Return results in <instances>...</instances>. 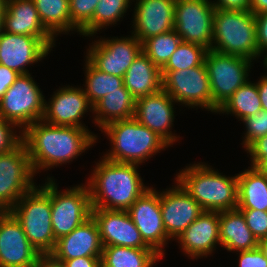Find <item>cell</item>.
Returning a JSON list of instances; mask_svg holds the SVG:
<instances>
[{
    "instance_id": "277c9868",
    "label": "cell",
    "mask_w": 267,
    "mask_h": 267,
    "mask_svg": "<svg viewBox=\"0 0 267 267\" xmlns=\"http://www.w3.org/2000/svg\"><path fill=\"white\" fill-rule=\"evenodd\" d=\"M99 131L104 132L111 143L109 152L107 151L103 157L117 163L141 166L158 152L170 147L160 136L134 117L113 121Z\"/></svg>"
},
{
    "instance_id": "f907efd6",
    "label": "cell",
    "mask_w": 267,
    "mask_h": 267,
    "mask_svg": "<svg viewBox=\"0 0 267 267\" xmlns=\"http://www.w3.org/2000/svg\"><path fill=\"white\" fill-rule=\"evenodd\" d=\"M6 0H0V32L2 31V17L5 8Z\"/></svg>"
},
{
    "instance_id": "5b68a950",
    "label": "cell",
    "mask_w": 267,
    "mask_h": 267,
    "mask_svg": "<svg viewBox=\"0 0 267 267\" xmlns=\"http://www.w3.org/2000/svg\"><path fill=\"white\" fill-rule=\"evenodd\" d=\"M46 181L25 193L9 210L40 254H50L56 245L51 221L50 178Z\"/></svg>"
},
{
    "instance_id": "f5cc1de1",
    "label": "cell",
    "mask_w": 267,
    "mask_h": 267,
    "mask_svg": "<svg viewBox=\"0 0 267 267\" xmlns=\"http://www.w3.org/2000/svg\"><path fill=\"white\" fill-rule=\"evenodd\" d=\"M264 54H265V55H264ZM263 55H264V56H263ZM263 55L260 56V57H263V58H264L262 64L264 65L265 69H267V50L263 53Z\"/></svg>"
},
{
    "instance_id": "2e32d148",
    "label": "cell",
    "mask_w": 267,
    "mask_h": 267,
    "mask_svg": "<svg viewBox=\"0 0 267 267\" xmlns=\"http://www.w3.org/2000/svg\"><path fill=\"white\" fill-rule=\"evenodd\" d=\"M53 93L48 102L45 99L42 121L53 125L88 128L81 119L87 112H93V106L85 95L83 87H73L68 84L59 87Z\"/></svg>"
},
{
    "instance_id": "30bf717a",
    "label": "cell",
    "mask_w": 267,
    "mask_h": 267,
    "mask_svg": "<svg viewBox=\"0 0 267 267\" xmlns=\"http://www.w3.org/2000/svg\"><path fill=\"white\" fill-rule=\"evenodd\" d=\"M162 89L178 104L202 108L217 114L213 106L210 81L205 63L186 70L161 71Z\"/></svg>"
},
{
    "instance_id": "3957f363",
    "label": "cell",
    "mask_w": 267,
    "mask_h": 267,
    "mask_svg": "<svg viewBox=\"0 0 267 267\" xmlns=\"http://www.w3.org/2000/svg\"><path fill=\"white\" fill-rule=\"evenodd\" d=\"M177 180L203 211H227L238 207L237 174L219 173L205 162L189 164L177 173Z\"/></svg>"
},
{
    "instance_id": "d590c367",
    "label": "cell",
    "mask_w": 267,
    "mask_h": 267,
    "mask_svg": "<svg viewBox=\"0 0 267 267\" xmlns=\"http://www.w3.org/2000/svg\"><path fill=\"white\" fill-rule=\"evenodd\" d=\"M100 0H69L72 31L80 32L91 22Z\"/></svg>"
},
{
    "instance_id": "816d5d0a",
    "label": "cell",
    "mask_w": 267,
    "mask_h": 267,
    "mask_svg": "<svg viewBox=\"0 0 267 267\" xmlns=\"http://www.w3.org/2000/svg\"><path fill=\"white\" fill-rule=\"evenodd\" d=\"M267 177V159L257 167Z\"/></svg>"
},
{
    "instance_id": "836d02e7",
    "label": "cell",
    "mask_w": 267,
    "mask_h": 267,
    "mask_svg": "<svg viewBox=\"0 0 267 267\" xmlns=\"http://www.w3.org/2000/svg\"><path fill=\"white\" fill-rule=\"evenodd\" d=\"M181 42L180 35L173 29L145 40L142 43V51L161 70Z\"/></svg>"
},
{
    "instance_id": "681fc988",
    "label": "cell",
    "mask_w": 267,
    "mask_h": 267,
    "mask_svg": "<svg viewBox=\"0 0 267 267\" xmlns=\"http://www.w3.org/2000/svg\"><path fill=\"white\" fill-rule=\"evenodd\" d=\"M258 248L262 251L263 255L267 259V236L258 241Z\"/></svg>"
},
{
    "instance_id": "5bb4252c",
    "label": "cell",
    "mask_w": 267,
    "mask_h": 267,
    "mask_svg": "<svg viewBox=\"0 0 267 267\" xmlns=\"http://www.w3.org/2000/svg\"><path fill=\"white\" fill-rule=\"evenodd\" d=\"M143 241L162 258L171 241L166 234L160 207L159 190L149 188L127 210ZM164 247V248H163Z\"/></svg>"
},
{
    "instance_id": "8992f818",
    "label": "cell",
    "mask_w": 267,
    "mask_h": 267,
    "mask_svg": "<svg viewBox=\"0 0 267 267\" xmlns=\"http://www.w3.org/2000/svg\"><path fill=\"white\" fill-rule=\"evenodd\" d=\"M256 33L255 15L249 10L215 9L211 50L255 61L258 59Z\"/></svg>"
},
{
    "instance_id": "d6a6232c",
    "label": "cell",
    "mask_w": 267,
    "mask_h": 267,
    "mask_svg": "<svg viewBox=\"0 0 267 267\" xmlns=\"http://www.w3.org/2000/svg\"><path fill=\"white\" fill-rule=\"evenodd\" d=\"M85 59L83 90L90 104L94 106L109 92L119 91L124 82L123 78L100 71L87 58Z\"/></svg>"
},
{
    "instance_id": "b9f144b4",
    "label": "cell",
    "mask_w": 267,
    "mask_h": 267,
    "mask_svg": "<svg viewBox=\"0 0 267 267\" xmlns=\"http://www.w3.org/2000/svg\"><path fill=\"white\" fill-rule=\"evenodd\" d=\"M258 59L267 50V12L255 15Z\"/></svg>"
},
{
    "instance_id": "60d3db41",
    "label": "cell",
    "mask_w": 267,
    "mask_h": 267,
    "mask_svg": "<svg viewBox=\"0 0 267 267\" xmlns=\"http://www.w3.org/2000/svg\"><path fill=\"white\" fill-rule=\"evenodd\" d=\"M245 151L250 155V166L257 168L267 159V134L255 140Z\"/></svg>"
},
{
    "instance_id": "52a82bcc",
    "label": "cell",
    "mask_w": 267,
    "mask_h": 267,
    "mask_svg": "<svg viewBox=\"0 0 267 267\" xmlns=\"http://www.w3.org/2000/svg\"><path fill=\"white\" fill-rule=\"evenodd\" d=\"M47 178H50L52 230L58 240L91 217L90 193L86 183L59 191L54 177Z\"/></svg>"
},
{
    "instance_id": "f6af8a7d",
    "label": "cell",
    "mask_w": 267,
    "mask_h": 267,
    "mask_svg": "<svg viewBox=\"0 0 267 267\" xmlns=\"http://www.w3.org/2000/svg\"><path fill=\"white\" fill-rule=\"evenodd\" d=\"M61 261L64 267H101V257H81Z\"/></svg>"
},
{
    "instance_id": "f35d334b",
    "label": "cell",
    "mask_w": 267,
    "mask_h": 267,
    "mask_svg": "<svg viewBox=\"0 0 267 267\" xmlns=\"http://www.w3.org/2000/svg\"><path fill=\"white\" fill-rule=\"evenodd\" d=\"M246 220L248 228L257 241L267 236V211L239 209Z\"/></svg>"
},
{
    "instance_id": "8d00e7d4",
    "label": "cell",
    "mask_w": 267,
    "mask_h": 267,
    "mask_svg": "<svg viewBox=\"0 0 267 267\" xmlns=\"http://www.w3.org/2000/svg\"><path fill=\"white\" fill-rule=\"evenodd\" d=\"M244 123V137L241 143L246 150L255 140L267 134V111L261 110L242 120Z\"/></svg>"
},
{
    "instance_id": "c3c4849f",
    "label": "cell",
    "mask_w": 267,
    "mask_h": 267,
    "mask_svg": "<svg viewBox=\"0 0 267 267\" xmlns=\"http://www.w3.org/2000/svg\"><path fill=\"white\" fill-rule=\"evenodd\" d=\"M249 11L254 15L267 12V0H250Z\"/></svg>"
},
{
    "instance_id": "4316f807",
    "label": "cell",
    "mask_w": 267,
    "mask_h": 267,
    "mask_svg": "<svg viewBox=\"0 0 267 267\" xmlns=\"http://www.w3.org/2000/svg\"><path fill=\"white\" fill-rule=\"evenodd\" d=\"M136 99L124 84L119 91L106 94L93 106L94 123L102 129L108 123L134 117Z\"/></svg>"
},
{
    "instance_id": "1f68e13d",
    "label": "cell",
    "mask_w": 267,
    "mask_h": 267,
    "mask_svg": "<svg viewBox=\"0 0 267 267\" xmlns=\"http://www.w3.org/2000/svg\"><path fill=\"white\" fill-rule=\"evenodd\" d=\"M133 0H100L96 5L93 19L80 32L84 37H92L98 34L97 32L107 26H113L123 19L126 11L131 7Z\"/></svg>"
},
{
    "instance_id": "9a60e30c",
    "label": "cell",
    "mask_w": 267,
    "mask_h": 267,
    "mask_svg": "<svg viewBox=\"0 0 267 267\" xmlns=\"http://www.w3.org/2000/svg\"><path fill=\"white\" fill-rule=\"evenodd\" d=\"M176 185L159 191L163 225L170 240L178 238L203 212L201 206L176 180ZM174 186V187H173Z\"/></svg>"
},
{
    "instance_id": "44dd1931",
    "label": "cell",
    "mask_w": 267,
    "mask_h": 267,
    "mask_svg": "<svg viewBox=\"0 0 267 267\" xmlns=\"http://www.w3.org/2000/svg\"><path fill=\"white\" fill-rule=\"evenodd\" d=\"M50 52L37 37L0 32V64L20 75L29 74L26 67L45 59Z\"/></svg>"
},
{
    "instance_id": "8fae6325",
    "label": "cell",
    "mask_w": 267,
    "mask_h": 267,
    "mask_svg": "<svg viewBox=\"0 0 267 267\" xmlns=\"http://www.w3.org/2000/svg\"><path fill=\"white\" fill-rule=\"evenodd\" d=\"M34 176L23 141L11 151L0 153V211H9L36 186Z\"/></svg>"
},
{
    "instance_id": "ee69618b",
    "label": "cell",
    "mask_w": 267,
    "mask_h": 267,
    "mask_svg": "<svg viewBox=\"0 0 267 267\" xmlns=\"http://www.w3.org/2000/svg\"><path fill=\"white\" fill-rule=\"evenodd\" d=\"M216 9L222 10H249L250 0H213Z\"/></svg>"
},
{
    "instance_id": "7402d4cb",
    "label": "cell",
    "mask_w": 267,
    "mask_h": 267,
    "mask_svg": "<svg viewBox=\"0 0 267 267\" xmlns=\"http://www.w3.org/2000/svg\"><path fill=\"white\" fill-rule=\"evenodd\" d=\"M175 241L191 259L212 255L216 246L220 245L219 212L203 211Z\"/></svg>"
},
{
    "instance_id": "74e56055",
    "label": "cell",
    "mask_w": 267,
    "mask_h": 267,
    "mask_svg": "<svg viewBox=\"0 0 267 267\" xmlns=\"http://www.w3.org/2000/svg\"><path fill=\"white\" fill-rule=\"evenodd\" d=\"M16 127L0 115V153L9 152L22 142V131ZM17 129L19 131H16Z\"/></svg>"
},
{
    "instance_id": "f546056e",
    "label": "cell",
    "mask_w": 267,
    "mask_h": 267,
    "mask_svg": "<svg viewBox=\"0 0 267 267\" xmlns=\"http://www.w3.org/2000/svg\"><path fill=\"white\" fill-rule=\"evenodd\" d=\"M40 21L56 38L59 34L72 31L69 0H33Z\"/></svg>"
},
{
    "instance_id": "bcb514c9",
    "label": "cell",
    "mask_w": 267,
    "mask_h": 267,
    "mask_svg": "<svg viewBox=\"0 0 267 267\" xmlns=\"http://www.w3.org/2000/svg\"><path fill=\"white\" fill-rule=\"evenodd\" d=\"M32 267H64L61 261L56 260L51 254H41Z\"/></svg>"
},
{
    "instance_id": "83f0119b",
    "label": "cell",
    "mask_w": 267,
    "mask_h": 267,
    "mask_svg": "<svg viewBox=\"0 0 267 267\" xmlns=\"http://www.w3.org/2000/svg\"><path fill=\"white\" fill-rule=\"evenodd\" d=\"M243 171L237 173V208L267 211V177L252 166Z\"/></svg>"
},
{
    "instance_id": "cb8c5ba5",
    "label": "cell",
    "mask_w": 267,
    "mask_h": 267,
    "mask_svg": "<svg viewBox=\"0 0 267 267\" xmlns=\"http://www.w3.org/2000/svg\"><path fill=\"white\" fill-rule=\"evenodd\" d=\"M103 245L96 221L91 216L70 234L56 240L50 253L56 260H70L81 257H101Z\"/></svg>"
},
{
    "instance_id": "4fadbf2b",
    "label": "cell",
    "mask_w": 267,
    "mask_h": 267,
    "mask_svg": "<svg viewBox=\"0 0 267 267\" xmlns=\"http://www.w3.org/2000/svg\"><path fill=\"white\" fill-rule=\"evenodd\" d=\"M142 52V43L132 34L126 37L92 41L86 58L100 71L124 78L126 71Z\"/></svg>"
},
{
    "instance_id": "ba28073f",
    "label": "cell",
    "mask_w": 267,
    "mask_h": 267,
    "mask_svg": "<svg viewBox=\"0 0 267 267\" xmlns=\"http://www.w3.org/2000/svg\"><path fill=\"white\" fill-rule=\"evenodd\" d=\"M45 96L31 74L20 75L0 99V115L22 132L42 120Z\"/></svg>"
},
{
    "instance_id": "d6986e66",
    "label": "cell",
    "mask_w": 267,
    "mask_h": 267,
    "mask_svg": "<svg viewBox=\"0 0 267 267\" xmlns=\"http://www.w3.org/2000/svg\"><path fill=\"white\" fill-rule=\"evenodd\" d=\"M133 34L141 43L150 37L170 32L175 23L176 0H135ZM134 0L132 2H135Z\"/></svg>"
},
{
    "instance_id": "9c48e42d",
    "label": "cell",
    "mask_w": 267,
    "mask_h": 267,
    "mask_svg": "<svg viewBox=\"0 0 267 267\" xmlns=\"http://www.w3.org/2000/svg\"><path fill=\"white\" fill-rule=\"evenodd\" d=\"M252 60L208 50L205 57L213 106L218 110L233 93L249 80Z\"/></svg>"
},
{
    "instance_id": "ffe728a7",
    "label": "cell",
    "mask_w": 267,
    "mask_h": 267,
    "mask_svg": "<svg viewBox=\"0 0 267 267\" xmlns=\"http://www.w3.org/2000/svg\"><path fill=\"white\" fill-rule=\"evenodd\" d=\"M91 216L97 223L103 247L150 248L126 210L92 208Z\"/></svg>"
},
{
    "instance_id": "603a6c76",
    "label": "cell",
    "mask_w": 267,
    "mask_h": 267,
    "mask_svg": "<svg viewBox=\"0 0 267 267\" xmlns=\"http://www.w3.org/2000/svg\"><path fill=\"white\" fill-rule=\"evenodd\" d=\"M2 30L11 34L39 38L50 50L56 38L40 21L33 0H6L2 17Z\"/></svg>"
},
{
    "instance_id": "7bdbcfd3",
    "label": "cell",
    "mask_w": 267,
    "mask_h": 267,
    "mask_svg": "<svg viewBox=\"0 0 267 267\" xmlns=\"http://www.w3.org/2000/svg\"><path fill=\"white\" fill-rule=\"evenodd\" d=\"M19 76L16 71L0 64V99Z\"/></svg>"
},
{
    "instance_id": "6da1fadb",
    "label": "cell",
    "mask_w": 267,
    "mask_h": 267,
    "mask_svg": "<svg viewBox=\"0 0 267 267\" xmlns=\"http://www.w3.org/2000/svg\"><path fill=\"white\" fill-rule=\"evenodd\" d=\"M88 128L60 126L45 121L30 124L23 139L32 169L41 173L62 164L73 162L97 142L98 136Z\"/></svg>"
},
{
    "instance_id": "ac0fdd59",
    "label": "cell",
    "mask_w": 267,
    "mask_h": 267,
    "mask_svg": "<svg viewBox=\"0 0 267 267\" xmlns=\"http://www.w3.org/2000/svg\"><path fill=\"white\" fill-rule=\"evenodd\" d=\"M41 254L10 211H0V267H32Z\"/></svg>"
},
{
    "instance_id": "7a4b0ae2",
    "label": "cell",
    "mask_w": 267,
    "mask_h": 267,
    "mask_svg": "<svg viewBox=\"0 0 267 267\" xmlns=\"http://www.w3.org/2000/svg\"><path fill=\"white\" fill-rule=\"evenodd\" d=\"M88 186L92 208L128 210L151 186H146L139 165L105 159L95 163Z\"/></svg>"
},
{
    "instance_id": "7dc6e473",
    "label": "cell",
    "mask_w": 267,
    "mask_h": 267,
    "mask_svg": "<svg viewBox=\"0 0 267 267\" xmlns=\"http://www.w3.org/2000/svg\"><path fill=\"white\" fill-rule=\"evenodd\" d=\"M267 72L257 81V89L262 105V110L267 111Z\"/></svg>"
},
{
    "instance_id": "4dcf8cb0",
    "label": "cell",
    "mask_w": 267,
    "mask_h": 267,
    "mask_svg": "<svg viewBox=\"0 0 267 267\" xmlns=\"http://www.w3.org/2000/svg\"><path fill=\"white\" fill-rule=\"evenodd\" d=\"M262 110V105L257 89V82L248 80L239 87L233 95L218 109L217 114H230L238 121L252 116Z\"/></svg>"
},
{
    "instance_id": "ab89813d",
    "label": "cell",
    "mask_w": 267,
    "mask_h": 267,
    "mask_svg": "<svg viewBox=\"0 0 267 267\" xmlns=\"http://www.w3.org/2000/svg\"><path fill=\"white\" fill-rule=\"evenodd\" d=\"M238 253V267H267V259L258 247Z\"/></svg>"
},
{
    "instance_id": "e575fe53",
    "label": "cell",
    "mask_w": 267,
    "mask_h": 267,
    "mask_svg": "<svg viewBox=\"0 0 267 267\" xmlns=\"http://www.w3.org/2000/svg\"><path fill=\"white\" fill-rule=\"evenodd\" d=\"M208 49L194 43L181 42L161 71L186 70L205 63Z\"/></svg>"
},
{
    "instance_id": "d4e9b609",
    "label": "cell",
    "mask_w": 267,
    "mask_h": 267,
    "mask_svg": "<svg viewBox=\"0 0 267 267\" xmlns=\"http://www.w3.org/2000/svg\"><path fill=\"white\" fill-rule=\"evenodd\" d=\"M219 228L220 245L229 252L236 253L258 247L257 239L238 208L219 212Z\"/></svg>"
},
{
    "instance_id": "e0dca14e",
    "label": "cell",
    "mask_w": 267,
    "mask_h": 267,
    "mask_svg": "<svg viewBox=\"0 0 267 267\" xmlns=\"http://www.w3.org/2000/svg\"><path fill=\"white\" fill-rule=\"evenodd\" d=\"M177 102L163 89L136 100L134 118L160 136L170 147L181 137L171 131ZM179 138V139H178Z\"/></svg>"
},
{
    "instance_id": "484cf974",
    "label": "cell",
    "mask_w": 267,
    "mask_h": 267,
    "mask_svg": "<svg viewBox=\"0 0 267 267\" xmlns=\"http://www.w3.org/2000/svg\"><path fill=\"white\" fill-rule=\"evenodd\" d=\"M123 82L137 100L162 89L161 70L142 51L126 71Z\"/></svg>"
},
{
    "instance_id": "f1b7e54d",
    "label": "cell",
    "mask_w": 267,
    "mask_h": 267,
    "mask_svg": "<svg viewBox=\"0 0 267 267\" xmlns=\"http://www.w3.org/2000/svg\"><path fill=\"white\" fill-rule=\"evenodd\" d=\"M162 257L152 248L103 247L101 267H153Z\"/></svg>"
},
{
    "instance_id": "7c38bea8",
    "label": "cell",
    "mask_w": 267,
    "mask_h": 267,
    "mask_svg": "<svg viewBox=\"0 0 267 267\" xmlns=\"http://www.w3.org/2000/svg\"><path fill=\"white\" fill-rule=\"evenodd\" d=\"M212 0H176L174 30L182 42L211 49L213 40Z\"/></svg>"
}]
</instances>
